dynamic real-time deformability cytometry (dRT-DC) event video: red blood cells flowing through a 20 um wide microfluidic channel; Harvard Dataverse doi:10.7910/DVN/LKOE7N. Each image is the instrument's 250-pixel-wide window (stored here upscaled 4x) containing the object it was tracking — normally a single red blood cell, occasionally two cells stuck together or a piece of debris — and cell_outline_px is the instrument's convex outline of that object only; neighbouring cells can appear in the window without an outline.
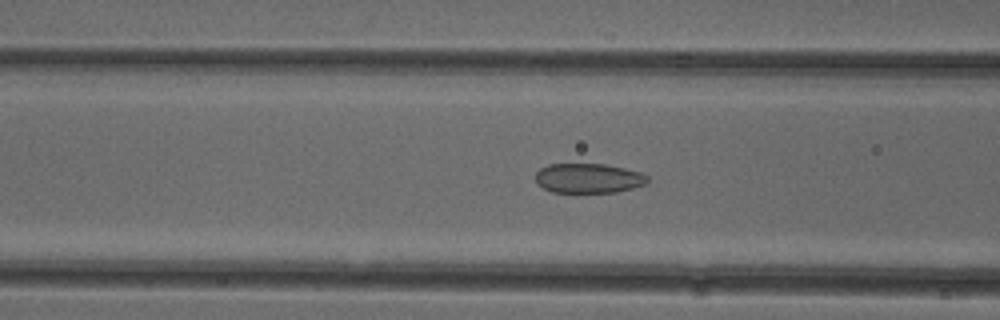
{"species": "common noctule bat (a hibernating species)", "species_latin": "Nyctalus noctula", "temperature_condition": "cold", "stored_images_in_passage": 52, "camera_frame_rate_fps": 3000, "um_per_image_px": 0.085, "animal": {"sex": "female"}, "frame": {"image": 1, "passage_image": 20, "time_ms": 6.333, "image_size_px": [1000, 320], "cell_outline_px": [[648, 184], [616, 192], [552, 192], [536, 184], [536, 172], [540, 168], [548, 164], [604, 164], [624, 168], [640, 172], [648, 176]], "centroid_in_image_um": [50.02, 15.15], "position_along_channel_um": 116.6, "area_um2": 19.42}}
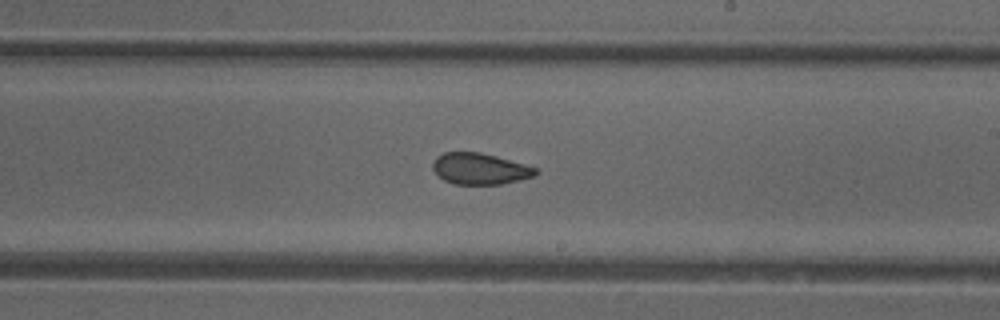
{"frame": {"image": 2, "passage_image": 30, "time_ms": 9.667, "image_size_px": [1000, 320], "cell_outline_px": [[540, 172], [532, 176], [520, 180], [500, 184], [456, 184], [444, 180], [432, 168], [432, 164], [436, 156], [444, 152], [480, 152], [496, 156], [524, 164], [536, 168]], "centroid_in_image_um": [40.78, 14.34], "position_along_channel_um": 248.2, "area_um2": 18.61}}
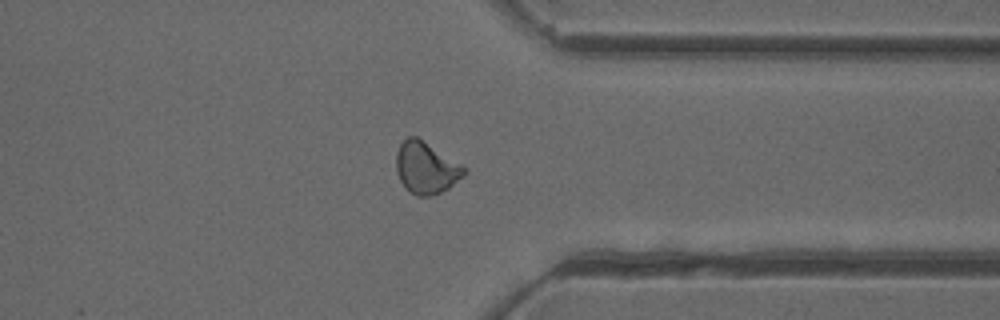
{"frame": {"image": 3, "passage_image": 40, "time_ms": 13.0, "image_size_px": [1000, 320], "cell_outline_px": [[464, 172], [448, 188], [432, 196], [416, 196], [408, 192], [400, 180], [396, 172], [396, 152], [400, 144], [408, 136], [416, 136], [460, 164], [464, 168]], "centroid_in_image_um": [36.13, 14.27], "position_along_channel_um": 375.3, "area_um2": 20.0}, "authors_computed_cell_mechanics": {"area_um2": 20.0855, "velocity_mm_per_s": 3.9483, "shape_relaxation_time_tau1_ms": 7.8334, "shape_relaxation_time_tau2_ms": 1.3362, "deformation_change_tau1": 0.1185, "deformation_change_tau2": 0.0749}}